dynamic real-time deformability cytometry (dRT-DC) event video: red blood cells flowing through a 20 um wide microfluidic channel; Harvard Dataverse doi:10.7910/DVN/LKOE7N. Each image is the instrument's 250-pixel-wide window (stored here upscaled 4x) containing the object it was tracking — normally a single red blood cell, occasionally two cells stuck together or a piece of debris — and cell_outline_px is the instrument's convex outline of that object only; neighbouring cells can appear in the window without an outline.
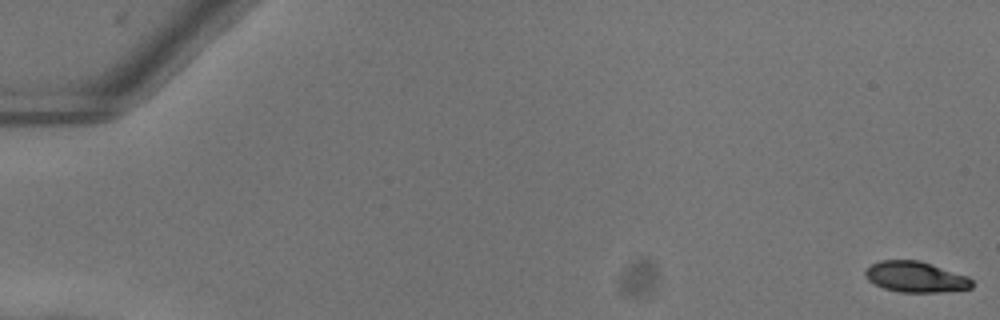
{"species": "common noctule bat (a hibernating species)", "species_latin": "Nyctalus noctula", "temperature_condition": "warm", "stored_images_in_passage": 22, "camera_frame_rate_fps": 3000, "um_per_image_px": 0.085, "animal": {"sex": "female"}, "frame": {"image": 1, "passage_image": 1, "time_ms": 0.0, "image_size_px": [1000, 320], "cell_outline_px": [[972, 288], [940, 292], [900, 292], [884, 288], [868, 280], [864, 276], [864, 272], [872, 264], [880, 260], [920, 260], [968, 276], [972, 280]], "centroid_in_image_um": [77.83, 23.53], "position_along_channel_um": 7.2, "area_um2": 19.07}}
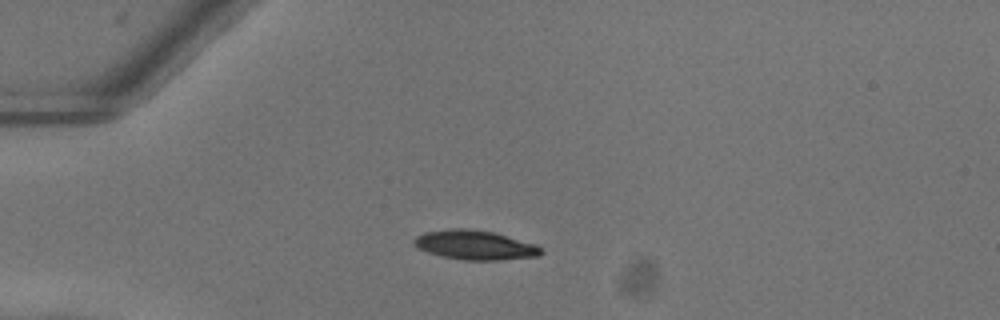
{"frame": {"image": 2, "passage_image": 15, "time_ms": 4.667, "image_size_px": [1000, 320], "cell_outline_px": [[544, 252], [540, 256], [500, 260], [464, 260], [444, 256], [428, 252], [416, 248], [412, 244], [412, 240], [416, 236], [424, 232], [452, 228], [464, 228], [492, 232], [536, 244], [544, 248]], "centroid_in_image_um": [40.38, 20.83], "position_along_channel_um": 44.6, "area_um2": 21.85}}
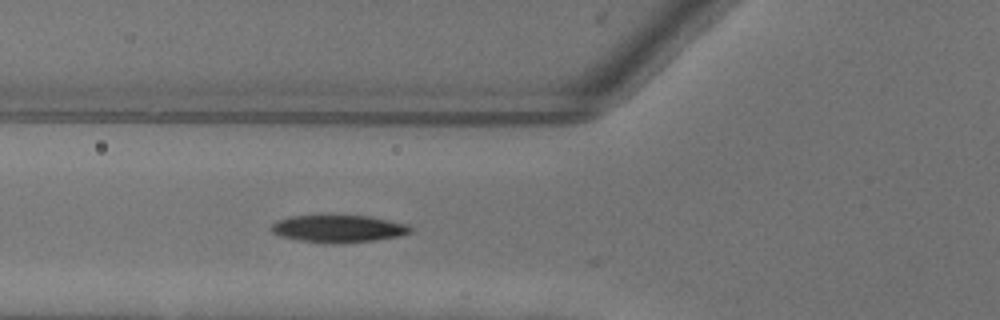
{"frame": {"image": 3, "passage_image": 21, "time_ms": 6.667, "image_size_px": [1000, 320], "cell_outline_px": [[412, 232], [400, 236], [376, 240], [340, 244], [332, 244], [300, 240], [280, 236], [272, 232], [272, 224], [276, 220], [292, 216], [368, 216], [408, 224], [412, 228]], "centroid_in_image_um": [28.79, 19.45], "position_along_channel_um": 97.0, "area_um2": 22.14}}